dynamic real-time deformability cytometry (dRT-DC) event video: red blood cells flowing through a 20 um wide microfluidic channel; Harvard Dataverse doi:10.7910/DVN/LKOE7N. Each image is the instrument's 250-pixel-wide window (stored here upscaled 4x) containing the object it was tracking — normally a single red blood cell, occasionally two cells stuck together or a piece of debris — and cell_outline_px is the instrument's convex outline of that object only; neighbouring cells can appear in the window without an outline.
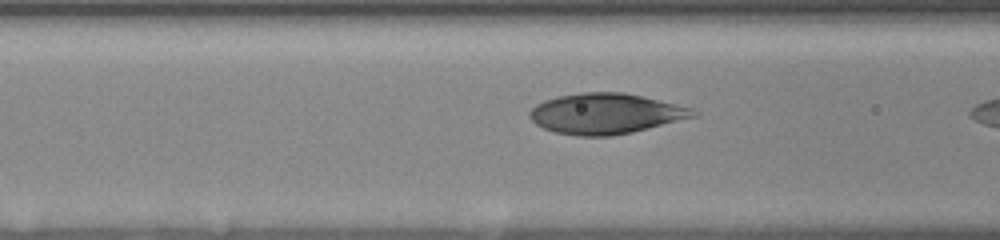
{"species": "human", "species_latin": "Homo sapiens", "temperature_condition": "room temperature", "stored_images_in_passage": 6, "camera_frame_rate_fps": 3000, "um_per_image_px": 0.085, "donor": {"sex": "female"}, "frame": {"image": 1, "passage_image": 5, "time_ms": 1.333, "image_size_px": [1000, 240], "cell_outline_px": [[700, 112], [696, 116], [632, 132], [612, 136], [576, 136], [556, 132], [544, 128], [536, 124], [528, 116], [528, 112], [536, 104], [544, 100], [556, 96], [584, 92], [624, 92], [692, 108]], "centroid_in_image_um": [51.45, 9.66], "position_along_channel_um": 115.2, "area_um2": 38.49}}